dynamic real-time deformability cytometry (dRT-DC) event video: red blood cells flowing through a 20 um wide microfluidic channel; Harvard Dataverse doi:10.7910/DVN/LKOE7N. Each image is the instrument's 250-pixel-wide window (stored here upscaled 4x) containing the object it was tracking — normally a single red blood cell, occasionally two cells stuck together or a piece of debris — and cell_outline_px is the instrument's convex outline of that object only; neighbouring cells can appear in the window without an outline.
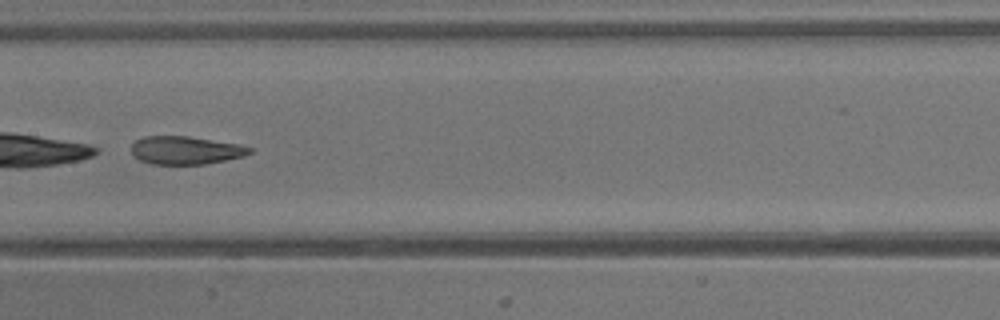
{"species": "common noctule bat (a hibernating species)", "species_latin": "Nyctalus noctula", "temperature_condition": "warm", "stored_images_in_passage": 23, "camera_frame_rate_fps": 3000, "um_per_image_px": 0.085, "animal": {"sex": "male", "body_mass_g": 13.3}, "frame": {"image": 1, "passage_image": 10, "time_ms": 3.0, "image_size_px": [1000, 320], "cell_outline_px": [[252, 152], [244, 156], [204, 164], [152, 164], [140, 160], [132, 152], [132, 144], [136, 140], [144, 136], [188, 136], [240, 144], [252, 148]], "centroid_in_image_um": [15.79, 12.76], "position_along_channel_um": 191.6, "area_um2": 19.25}}